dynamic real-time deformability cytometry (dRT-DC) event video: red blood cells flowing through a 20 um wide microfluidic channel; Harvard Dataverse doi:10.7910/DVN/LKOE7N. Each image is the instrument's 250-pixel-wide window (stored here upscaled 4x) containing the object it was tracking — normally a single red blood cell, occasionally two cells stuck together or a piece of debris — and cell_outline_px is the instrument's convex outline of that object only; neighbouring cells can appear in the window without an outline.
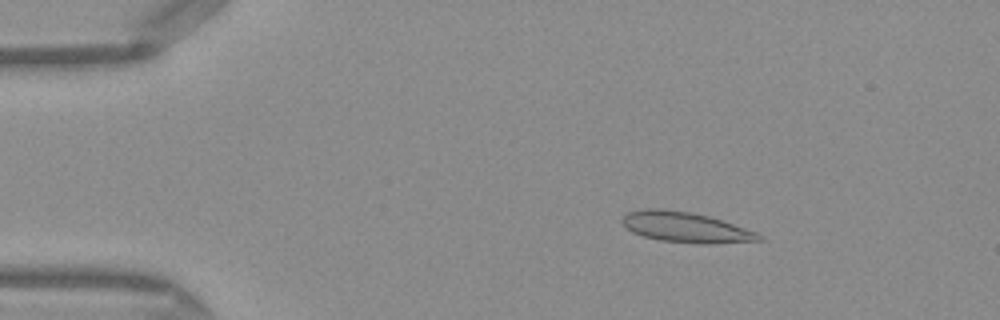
{"species": "Egyptian fruit bat (a non-hibernating species)", "species_latin": "Rousettus aegyptiacus", "temperature_condition": "warm", "stored_images_in_passage": 49, "camera_frame_rate_fps": 3000, "um_per_image_px": 0.085, "frame": {"image": 1, "passage_image": 8, "time_ms": 2.333, "image_size_px": [1000, 320], "cell_outline_px": [[764, 240], [712, 244], [700, 244], [660, 240], [644, 236], [632, 232], [620, 220], [628, 212], [644, 208], [660, 208], [688, 212], [708, 216], [756, 232], [764, 236]], "centroid_in_image_um": [58.28, 19.32], "position_along_channel_um": 26.7, "area_um2": 23.99}}
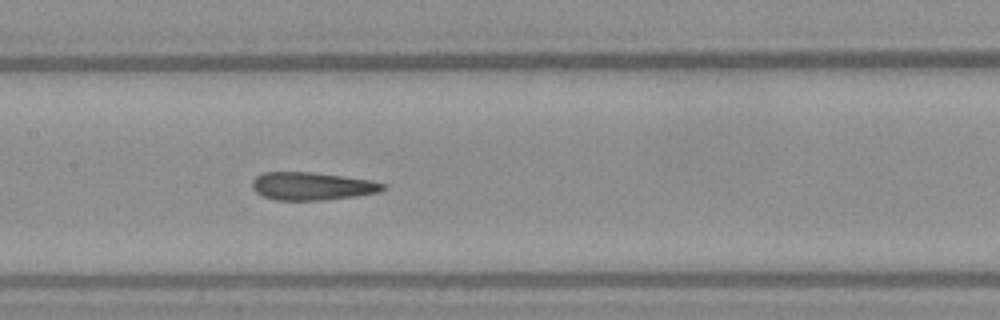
{"frame": {"image": 2, "passage_image": 24, "time_ms": 7.667, "image_size_px": [1000, 320], "cell_outline_px": [[384, 188], [380, 192], [356, 196], [320, 200], [276, 200], [264, 196], [256, 192], [252, 188], [252, 180], [256, 176], [264, 172], [312, 172], [344, 176], [372, 180], [384, 184]], "centroid_in_image_um": [26.51, 15.81], "position_along_channel_um": 180.9, "area_um2": 21.21}}
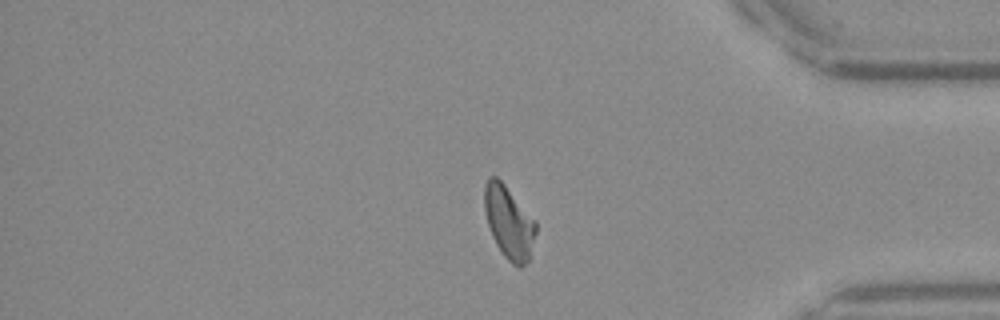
{"frame": {"image": 3, "passage_image": 41, "time_ms": 13.333, "image_size_px": [1000, 320], "cell_outline_px": [[536, 232], [528, 260], [520, 268], [516, 268], [504, 256], [496, 244], [492, 236], [488, 224], [484, 208], [484, 184], [488, 176], [496, 176], [504, 184], [536, 220]], "centroid_in_image_um": [43.25, 18.88], "position_along_channel_um": 392.0, "area_um2": 21.73}, "authors_computed_cell_mechanics": {"area_um2": 21.8484, "velocity_mm_per_s": 4.1392, "shape_relaxation_time_tau1_ms": null, "shape_relaxation_time_tau2_ms": 1.4647, "deformation_change_tau1": null, "deformation_change_tau2": 0.0645}}